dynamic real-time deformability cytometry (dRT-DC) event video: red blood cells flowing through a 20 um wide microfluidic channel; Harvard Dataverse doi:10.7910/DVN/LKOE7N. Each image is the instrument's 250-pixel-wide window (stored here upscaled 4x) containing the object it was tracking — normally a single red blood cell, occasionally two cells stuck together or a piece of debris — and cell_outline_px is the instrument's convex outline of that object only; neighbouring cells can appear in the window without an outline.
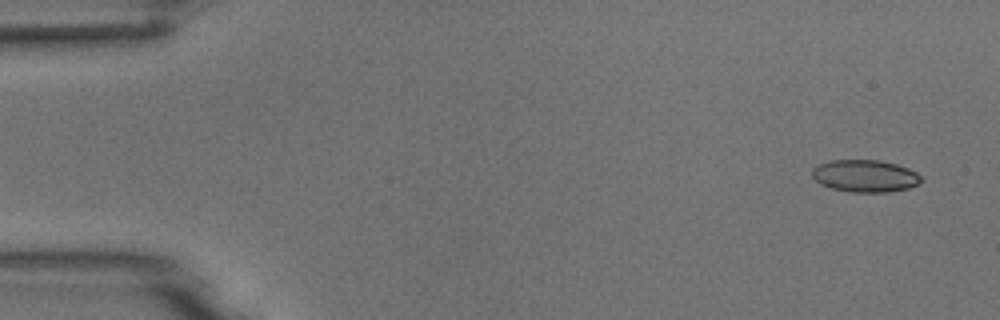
{"species": "common noctule bat (a hibernating species)", "species_latin": "Nyctalus noctula", "temperature_condition": "room temperature", "stored_images_in_passage": 4, "camera_frame_rate_fps": 3000, "um_per_image_px": 0.085, "animal": {"sex": "male", "body_mass_g": 18.8}, "frame": {"image": 1, "passage_image": 1, "time_ms": 0.0, "image_size_px": [1000, 320], "cell_outline_px": [[924, 180], [920, 184], [908, 188], [888, 192], [848, 192], [832, 188], [820, 184], [812, 176], [812, 168], [828, 160], [876, 160], [896, 164], [908, 168], [916, 172]], "centroid_in_image_um": [73.54, 14.96], "position_along_channel_um": 11.5, "area_um2": 20.58}}
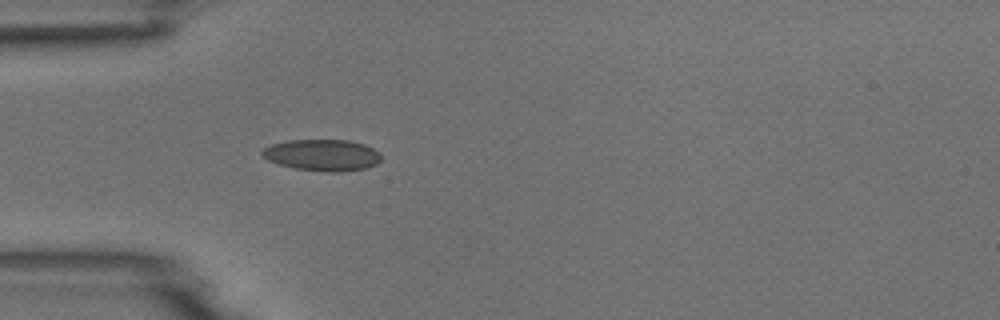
{"frame": {"image": 2, "passage_image": 4, "time_ms": 1.0, "image_size_px": [1000, 320], "cell_outline_px": [[380, 160], [376, 164], [364, 168], [340, 172], [328, 172], [296, 168], [280, 164], [268, 160], [260, 156], [260, 152], [264, 148], [272, 144], [288, 140], [348, 140], [364, 144], [380, 152]], "centroid_in_image_um": [27.38, 13.17], "position_along_channel_um": 57.6, "area_um2": 21.73}}